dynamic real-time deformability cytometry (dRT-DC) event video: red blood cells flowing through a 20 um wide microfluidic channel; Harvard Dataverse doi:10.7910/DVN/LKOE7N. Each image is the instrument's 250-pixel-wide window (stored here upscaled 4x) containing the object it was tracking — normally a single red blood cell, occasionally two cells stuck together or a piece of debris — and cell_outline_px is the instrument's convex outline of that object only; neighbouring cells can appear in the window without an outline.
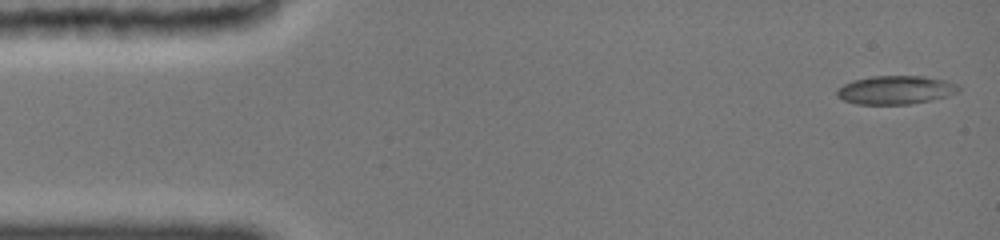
{"species": "common noctule bat (a hibernating species)", "species_latin": "Nyctalus noctula", "temperature_condition": "cold", "stored_images_in_passage": 13, "camera_frame_rate_fps": 3000, "um_per_image_px": 0.085, "animal": {"sex": "female", "body_mass_g": 19.0, "forearm_length_mm": 51.5}, "frame": {"image": 1, "passage_image": 1, "time_ms": 0.0, "image_size_px": [1000, 240], "cell_outline_px": [[960, 92], [948, 96], [932, 100], [908, 104], [856, 104], [844, 100], [836, 96], [836, 88], [852, 80], [872, 76], [924, 76], [948, 80], [956, 84], [960, 88]], "centroid_in_image_um": [76.13, 7.64], "position_along_channel_um": 8.9, "area_um2": 20.46}}
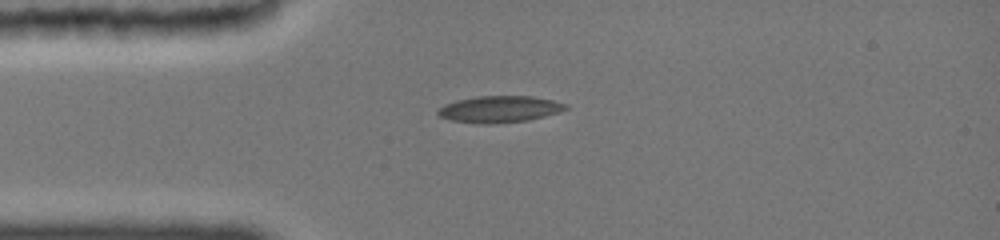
{"frame": {"image": 2, "passage_image": 8, "time_ms": 3.333, "image_size_px": [1000, 240], "cell_outline_px": [[568, 108], [556, 112], [528, 120], [452, 120], [440, 116], [436, 112], [444, 104], [456, 100], [476, 96], [532, 96], [552, 100], [568, 104]], "centroid_in_image_um": [42.49, 9.2], "position_along_channel_um": 42.5, "area_um2": 18.38}}
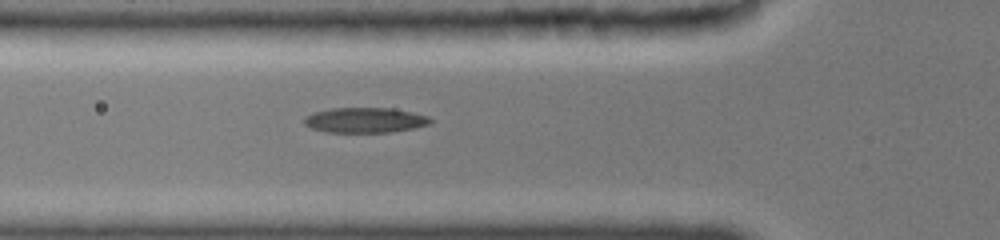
{"frame": {"image": 3, "passage_image": 13, "time_ms": 5.0, "image_size_px": [1000, 240], "cell_outline_px": [[432, 120], [428, 124], [412, 128], [388, 132], [328, 132], [312, 128], [304, 124], [304, 116], [312, 112], [328, 108], [392, 108], [412, 112], [428, 116]], "centroid_in_image_um": [30.97, 10.2], "position_along_channel_um": 94.8, "area_um2": 18.44}}